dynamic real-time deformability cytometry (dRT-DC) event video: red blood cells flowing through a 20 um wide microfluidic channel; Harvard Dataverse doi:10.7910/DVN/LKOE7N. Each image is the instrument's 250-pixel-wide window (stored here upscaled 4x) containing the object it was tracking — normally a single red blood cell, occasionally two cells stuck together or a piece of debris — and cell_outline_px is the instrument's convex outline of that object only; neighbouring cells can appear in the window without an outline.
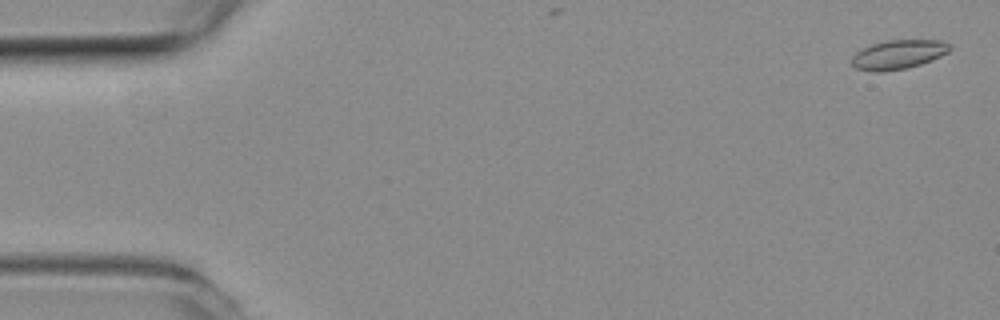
{"species": "common noctule bat (a hibernating species)", "species_latin": "Nyctalus noctula", "temperature_condition": "room temperature", "stored_images_in_passage": 7, "camera_frame_rate_fps": 3000, "um_per_image_px": 0.085, "animal": {"sex": "female", "body_mass_g": 19.3, "forearm_length_mm": 54.1}, "frame": {"image": 1, "passage_image": 2, "time_ms": 0.333, "image_size_px": [1000, 320], "cell_outline_px": [[952, 48], [948, 52], [932, 60], [908, 68], [880, 72], [876, 72], [856, 68], [852, 64], [852, 56], [856, 52], [872, 44], [888, 40], [940, 40], [952, 44]], "centroid_in_image_um": [76.39, 4.63], "position_along_channel_um": 8.6, "area_um2": 16.65}}